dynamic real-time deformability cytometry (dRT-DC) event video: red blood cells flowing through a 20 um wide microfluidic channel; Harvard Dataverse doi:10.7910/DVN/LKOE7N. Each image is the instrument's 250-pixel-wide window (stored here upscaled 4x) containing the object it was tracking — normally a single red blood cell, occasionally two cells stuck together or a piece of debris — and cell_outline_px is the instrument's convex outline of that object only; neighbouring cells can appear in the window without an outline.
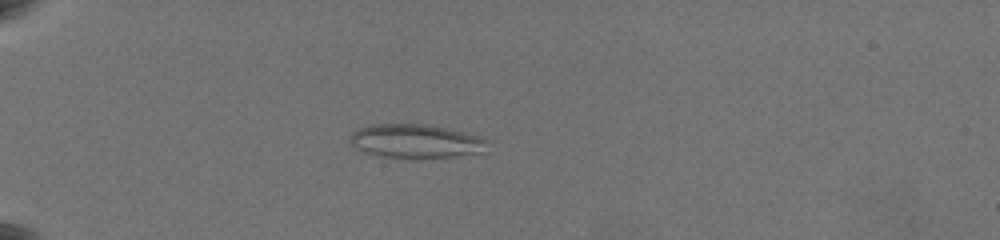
{"species": "common noctule bat (a hibernating species)", "species_latin": "Nyctalus noctula", "temperature_condition": "warm", "stored_images_in_passage": 26, "camera_frame_rate_fps": 3000, "um_per_image_px": 0.085, "animal": {"sex": "female", "body_mass_g": 19.5, "forearm_length_mm": 54.1}, "frame": {"image": 1, "passage_image": 11, "time_ms": 6.667, "image_size_px": [1000, 240], "cell_outline_px": [[488, 140], [480, 152], [452, 156], [416, 160], [380, 156], [364, 152], [356, 148], [348, 140], [348, 136], [352, 132], [360, 128], [372, 124], [424, 124], [464, 132], [480, 136]], "centroid_in_image_um": [35.26, 12.02], "position_along_channel_um": 49.7, "area_um2": 27.22}}
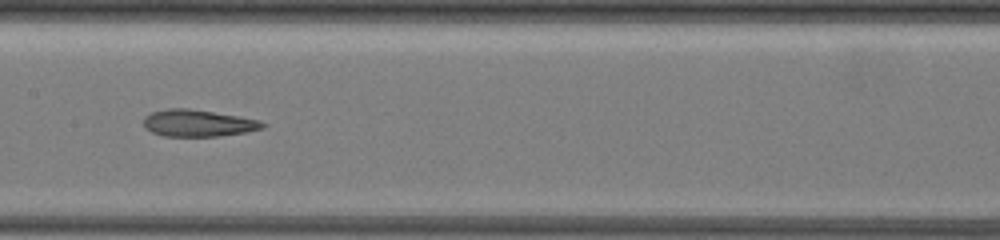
{"frame": {"image": 2, "passage_image": 19, "time_ms": 11.667, "image_size_px": [1000, 240], "cell_outline_px": [[268, 124], [264, 128], [248, 132], [220, 136], [164, 136], [152, 132], [144, 128], [144, 116], [152, 112], [168, 108], [188, 108], [260, 120]], "centroid_in_image_um": [16.84, 10.47], "position_along_channel_um": 190.6, "area_um2": 18.67}}
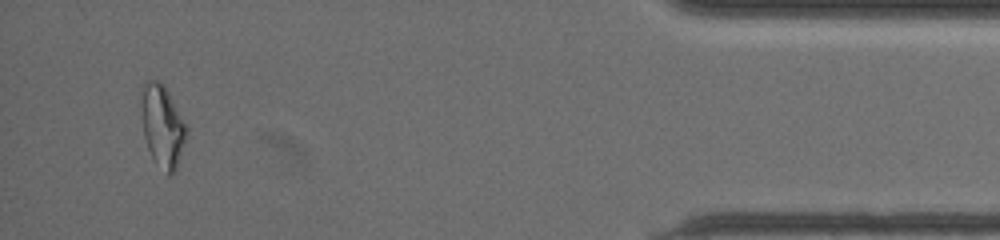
{"frame": {"image": 3, "passage_image": 26, "time_ms": 19.667, "image_size_px": [1000, 240], "cell_outline_px": [[188, 132], [176, 168], [168, 176], [152, 160], [144, 136], [140, 116], [140, 100], [144, 80], [160, 80], [164, 84], [188, 128]], "centroid_in_image_um": [13.77, 10.68], "position_along_channel_um": 421.4, "area_um2": 21.96}, "authors_computed_cell_mechanics": {"area_um2": 26.4435, "velocity_mm_per_s": 3.5923, "shape_relaxation_time_tau1_ms": null, "shape_relaxation_time_tau2_ms": 2.713, "deformation_change_tau1": null, "deformation_change_tau2": 0.1074}}